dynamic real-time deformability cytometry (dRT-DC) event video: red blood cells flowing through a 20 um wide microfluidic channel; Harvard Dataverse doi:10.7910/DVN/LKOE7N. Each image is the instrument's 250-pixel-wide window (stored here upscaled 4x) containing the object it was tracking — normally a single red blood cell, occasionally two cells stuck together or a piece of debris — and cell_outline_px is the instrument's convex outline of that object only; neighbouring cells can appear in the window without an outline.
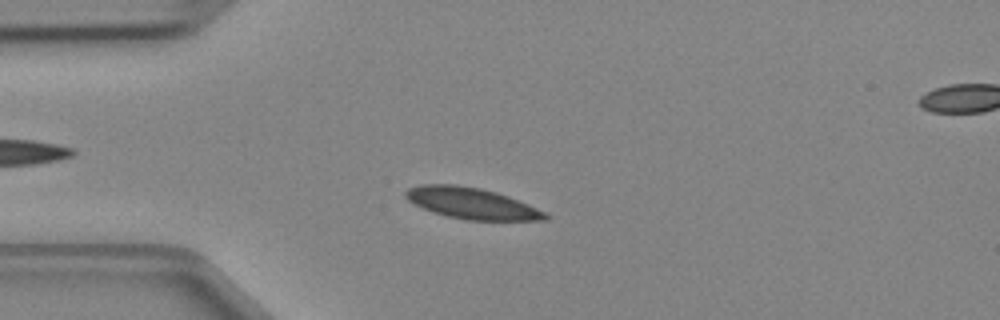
{"species": "Egyptian fruit bat (a non-hibernating species)", "species_latin": "Rousettus aegyptiacus", "temperature_condition": "cold", "stored_images_in_passage": 48, "segment_of_instrument_passage": [1, 2], "camera_frame_rate_fps": 3000, "um_per_image_px": 0.085, "animal": {"sex": "female"}, "frame": {"image": 1, "passage_image": 11, "time_ms": 3.333, "image_size_px": [1000, 320], "cell_outline_px": [[552, 216], [548, 220], [468, 220], [448, 216], [432, 212], [408, 200], [404, 196], [404, 192], [408, 188], [420, 184], [456, 184], [480, 188], [496, 192], [508, 196], [528, 204]], "centroid_in_image_um": [40.09, 17.27], "position_along_channel_um": 44.9, "area_um2": 25.32}}
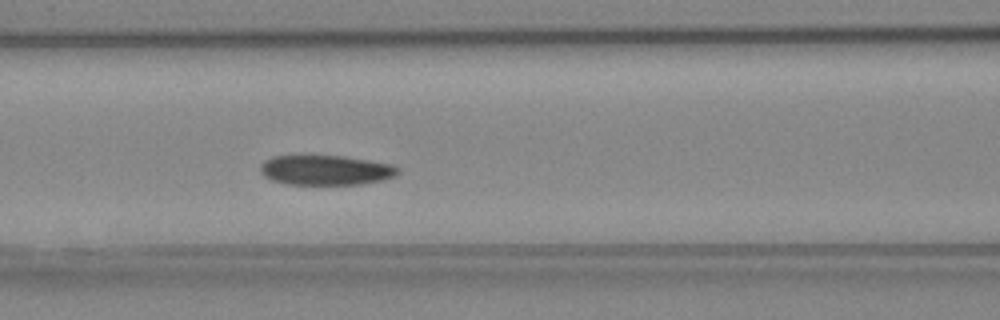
{"frame": {"image": 2, "passage_image": 19, "time_ms": 6.0, "image_size_px": [1000, 320], "cell_outline_px": [[400, 172], [396, 176], [380, 180], [360, 184], [288, 184], [272, 180], [264, 176], [260, 172], [260, 164], [264, 160], [272, 156], [344, 156], [392, 164], [400, 168]], "centroid_in_image_um": [27.69, 14.45], "position_along_channel_um": 138.9, "area_um2": 23.93}}
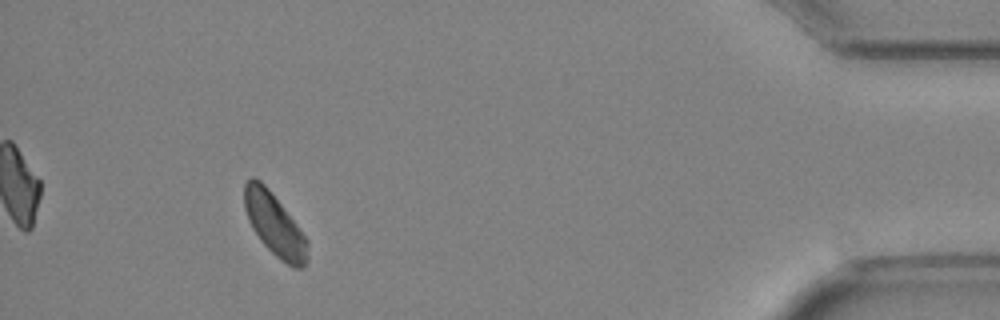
{"frame": {"image": 3, "passage_image": 43, "time_ms": 14.0, "image_size_px": [1000, 320], "cell_outline_px": [[308, 260], [304, 268], [292, 268], [280, 260], [260, 240], [252, 228], [248, 220], [244, 208], [244, 184], [252, 176], [260, 180], [268, 188], [296, 224], [308, 240]], "centroid_in_image_um": [23.34, 19.12], "position_along_channel_um": 411.9, "area_um2": 22.95}}